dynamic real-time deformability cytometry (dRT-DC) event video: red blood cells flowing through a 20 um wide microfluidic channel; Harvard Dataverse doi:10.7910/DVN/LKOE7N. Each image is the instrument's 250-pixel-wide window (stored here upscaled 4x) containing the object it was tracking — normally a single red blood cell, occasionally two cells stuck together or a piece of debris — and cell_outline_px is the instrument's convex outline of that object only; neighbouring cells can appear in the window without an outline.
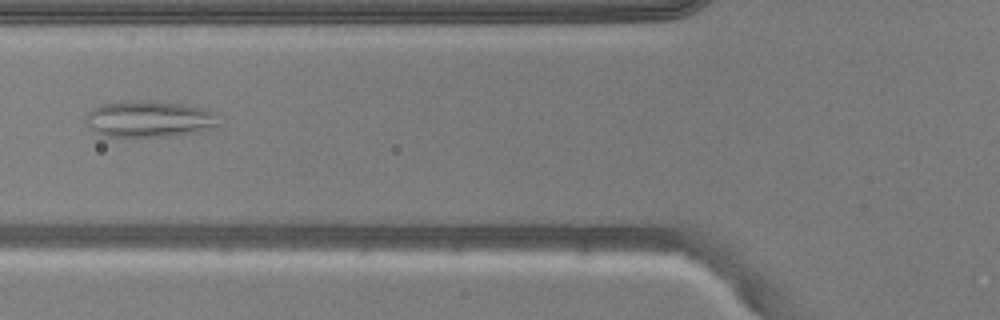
{"species": "common noctule bat (a hibernating species)", "species_latin": "Nyctalus noctula", "temperature_condition": "warm", "stored_images_in_passage": 40, "camera_frame_rate_fps": 3000, "um_per_image_px": 0.085, "animal": {"sex": "male", "body_mass_g": 20.5, "forearm_length_mm": 52.5}, "frame": {"image": 1, "passage_image": 8, "time_ms": 2.333, "image_size_px": [1000, 320], "cell_outline_px": [[220, 124], [216, 128], [200, 132], [168, 136], [104, 136], [96, 132], [84, 120], [84, 116], [92, 108], [104, 104], [124, 100], [148, 100], [188, 104], [208, 108], [220, 112]], "centroid_in_image_um": [12.81, 10.09], "position_along_channel_um": 113.0, "area_um2": 29.13}}
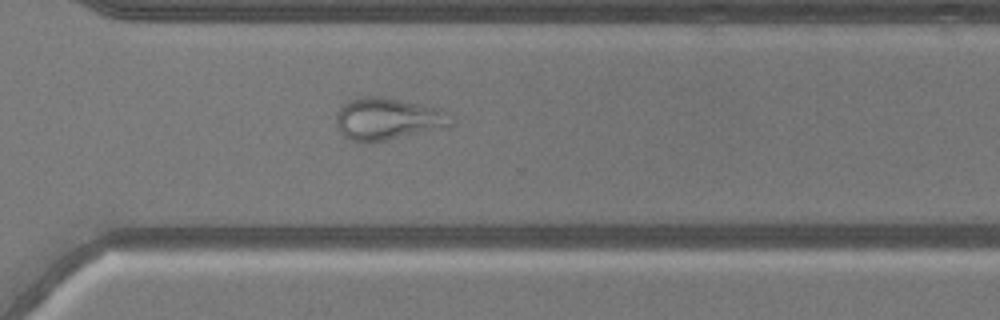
{"frame": {"image": 2, "passage_image": 25, "time_ms": 8.0, "image_size_px": [1000, 320], "cell_outline_px": [[456, 124], [448, 128], [384, 140], [352, 140], [344, 136], [340, 132], [336, 124], [336, 112], [340, 104], [348, 100], [360, 96], [380, 96], [440, 108], [452, 112], [456, 116]], "centroid_in_image_um": [33.06, 10.07], "position_along_channel_um": 337.5, "area_um2": 28.73}}
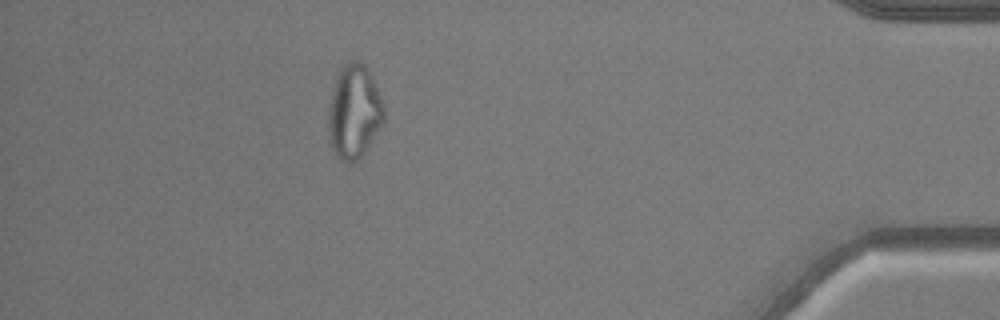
{"frame": {"image": 3, "passage_image": 34, "time_ms": 11.0, "image_size_px": [1000, 320], "cell_outline_px": [[384, 120], [380, 128], [364, 152], [356, 160], [340, 160], [336, 156], [328, 140], [328, 108], [336, 76], [340, 68], [348, 60], [360, 60], [368, 68], [372, 76], [384, 104]], "centroid_in_image_um": [30.09, 9.45], "position_along_channel_um": 405.1, "area_um2": 30.52}, "authors_computed_cell_mechanics": {"area_um2": 29.2757, "velocity_mm_per_s": 3.9759, "shape_relaxation_time_tau1_ms": null, "shape_relaxation_time_tau2_ms": 1.0914, "deformation_change_tau1": null, "deformation_change_tau2": 0.0928}}